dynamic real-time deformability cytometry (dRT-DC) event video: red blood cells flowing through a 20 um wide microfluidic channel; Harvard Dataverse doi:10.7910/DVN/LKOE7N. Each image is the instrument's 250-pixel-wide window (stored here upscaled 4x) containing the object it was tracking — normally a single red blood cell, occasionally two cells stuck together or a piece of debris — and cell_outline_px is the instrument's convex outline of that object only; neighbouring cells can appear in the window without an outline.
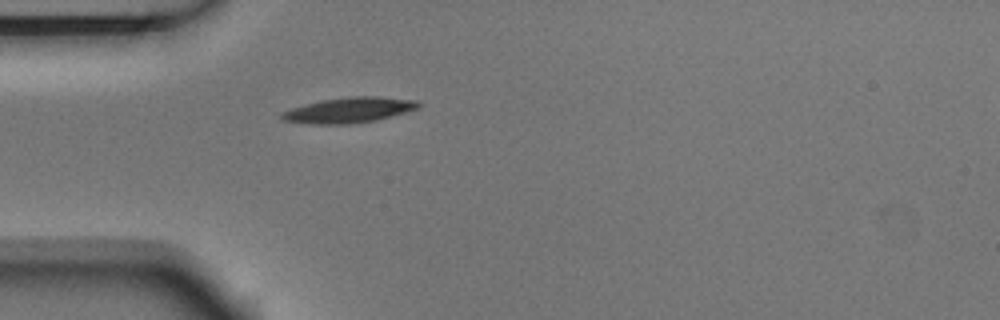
{"species": "Egyptian fruit bat (a non-hibernating species)", "species_latin": "Rousettus aegyptiacus", "temperature_condition": "room temperature", "stored_images_in_passage": 1, "camera_frame_rate_fps": 3000, "um_per_image_px": 0.085, "animal": {"sex": "male"}, "frame": {"image": 1, "passage_image": 1, "time_ms": 0.0, "image_size_px": [1000, 320], "cell_outline_px": [[420, 108], [376, 120], [348, 124], [312, 124], [284, 120], [280, 116], [280, 112], [292, 108], [324, 100], [352, 96], [380, 96], [416, 100], [420, 104]], "centroid_in_image_um": [29.7, 9.35], "position_along_channel_um": 55.3, "area_um2": 20.0}}